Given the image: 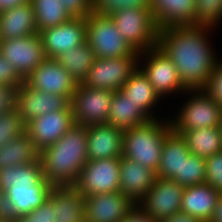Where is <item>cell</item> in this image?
I'll list each match as a JSON object with an SVG mask.
<instances>
[{"mask_svg":"<svg viewBox=\"0 0 222 222\" xmlns=\"http://www.w3.org/2000/svg\"><path fill=\"white\" fill-rule=\"evenodd\" d=\"M215 30L207 26L159 29L156 47L171 59L187 90L204 89L220 60L208 37Z\"/></svg>","mask_w":222,"mask_h":222,"instance_id":"cell-1","label":"cell"},{"mask_svg":"<svg viewBox=\"0 0 222 222\" xmlns=\"http://www.w3.org/2000/svg\"><path fill=\"white\" fill-rule=\"evenodd\" d=\"M44 178L53 186H74L87 159L86 126L74 124L54 144L39 152Z\"/></svg>","mask_w":222,"mask_h":222,"instance_id":"cell-2","label":"cell"},{"mask_svg":"<svg viewBox=\"0 0 222 222\" xmlns=\"http://www.w3.org/2000/svg\"><path fill=\"white\" fill-rule=\"evenodd\" d=\"M52 188L43 176L39 158L35 162L0 169V191L12 202L16 217L28 215L48 201Z\"/></svg>","mask_w":222,"mask_h":222,"instance_id":"cell-3","label":"cell"},{"mask_svg":"<svg viewBox=\"0 0 222 222\" xmlns=\"http://www.w3.org/2000/svg\"><path fill=\"white\" fill-rule=\"evenodd\" d=\"M168 118L151 119L124 130L122 157L157 172L163 141L172 131L170 117Z\"/></svg>","mask_w":222,"mask_h":222,"instance_id":"cell-4","label":"cell"},{"mask_svg":"<svg viewBox=\"0 0 222 222\" xmlns=\"http://www.w3.org/2000/svg\"><path fill=\"white\" fill-rule=\"evenodd\" d=\"M187 101H184L176 117H170L172 130L175 133L200 128L218 127L222 118V106L219 105L204 89L187 90Z\"/></svg>","mask_w":222,"mask_h":222,"instance_id":"cell-5","label":"cell"},{"mask_svg":"<svg viewBox=\"0 0 222 222\" xmlns=\"http://www.w3.org/2000/svg\"><path fill=\"white\" fill-rule=\"evenodd\" d=\"M86 42L96 58L139 56L120 35L111 16L92 13L86 18Z\"/></svg>","mask_w":222,"mask_h":222,"instance_id":"cell-6","label":"cell"},{"mask_svg":"<svg viewBox=\"0 0 222 222\" xmlns=\"http://www.w3.org/2000/svg\"><path fill=\"white\" fill-rule=\"evenodd\" d=\"M123 39L138 52L157 46L159 28L151 9H125L111 15Z\"/></svg>","mask_w":222,"mask_h":222,"instance_id":"cell-7","label":"cell"},{"mask_svg":"<svg viewBox=\"0 0 222 222\" xmlns=\"http://www.w3.org/2000/svg\"><path fill=\"white\" fill-rule=\"evenodd\" d=\"M139 68L148 77L161 100L176 93L184 95L187 91L181 82L176 66L157 47L140 52Z\"/></svg>","mask_w":222,"mask_h":222,"instance_id":"cell-8","label":"cell"},{"mask_svg":"<svg viewBox=\"0 0 222 222\" xmlns=\"http://www.w3.org/2000/svg\"><path fill=\"white\" fill-rule=\"evenodd\" d=\"M114 91L91 88L78 83L70 105L76 125L108 124L110 103Z\"/></svg>","mask_w":222,"mask_h":222,"instance_id":"cell-9","label":"cell"},{"mask_svg":"<svg viewBox=\"0 0 222 222\" xmlns=\"http://www.w3.org/2000/svg\"><path fill=\"white\" fill-rule=\"evenodd\" d=\"M139 68V56L96 58L82 84L98 89L120 90Z\"/></svg>","mask_w":222,"mask_h":222,"instance_id":"cell-10","label":"cell"},{"mask_svg":"<svg viewBox=\"0 0 222 222\" xmlns=\"http://www.w3.org/2000/svg\"><path fill=\"white\" fill-rule=\"evenodd\" d=\"M121 158L87 161L74 187L84 197L120 191Z\"/></svg>","mask_w":222,"mask_h":222,"instance_id":"cell-11","label":"cell"},{"mask_svg":"<svg viewBox=\"0 0 222 222\" xmlns=\"http://www.w3.org/2000/svg\"><path fill=\"white\" fill-rule=\"evenodd\" d=\"M0 54L25 78L48 57L39 34L0 41Z\"/></svg>","mask_w":222,"mask_h":222,"instance_id":"cell-12","label":"cell"},{"mask_svg":"<svg viewBox=\"0 0 222 222\" xmlns=\"http://www.w3.org/2000/svg\"><path fill=\"white\" fill-rule=\"evenodd\" d=\"M184 187L167 178H156L155 183L137 203L155 220L166 219L181 210Z\"/></svg>","mask_w":222,"mask_h":222,"instance_id":"cell-13","label":"cell"},{"mask_svg":"<svg viewBox=\"0 0 222 222\" xmlns=\"http://www.w3.org/2000/svg\"><path fill=\"white\" fill-rule=\"evenodd\" d=\"M75 124L71 105L64 110L45 113L26 124L33 146L40 152L57 142Z\"/></svg>","mask_w":222,"mask_h":222,"instance_id":"cell-14","label":"cell"},{"mask_svg":"<svg viewBox=\"0 0 222 222\" xmlns=\"http://www.w3.org/2000/svg\"><path fill=\"white\" fill-rule=\"evenodd\" d=\"M35 90L66 97L69 101L76 91L78 82L56 60L47 58L24 80Z\"/></svg>","mask_w":222,"mask_h":222,"instance_id":"cell-15","label":"cell"},{"mask_svg":"<svg viewBox=\"0 0 222 222\" xmlns=\"http://www.w3.org/2000/svg\"><path fill=\"white\" fill-rule=\"evenodd\" d=\"M69 104L66 97L35 90L25 82L16 89L15 107L25 125L45 113L64 110Z\"/></svg>","mask_w":222,"mask_h":222,"instance_id":"cell-16","label":"cell"},{"mask_svg":"<svg viewBox=\"0 0 222 222\" xmlns=\"http://www.w3.org/2000/svg\"><path fill=\"white\" fill-rule=\"evenodd\" d=\"M48 58L56 59L86 42V18H71L58 26L39 33Z\"/></svg>","mask_w":222,"mask_h":222,"instance_id":"cell-17","label":"cell"},{"mask_svg":"<svg viewBox=\"0 0 222 222\" xmlns=\"http://www.w3.org/2000/svg\"><path fill=\"white\" fill-rule=\"evenodd\" d=\"M134 203L123 193H100L84 199V222H121Z\"/></svg>","mask_w":222,"mask_h":222,"instance_id":"cell-18","label":"cell"},{"mask_svg":"<svg viewBox=\"0 0 222 222\" xmlns=\"http://www.w3.org/2000/svg\"><path fill=\"white\" fill-rule=\"evenodd\" d=\"M86 133L88 161L122 157V129L109 124H94L86 126Z\"/></svg>","mask_w":222,"mask_h":222,"instance_id":"cell-19","label":"cell"},{"mask_svg":"<svg viewBox=\"0 0 222 222\" xmlns=\"http://www.w3.org/2000/svg\"><path fill=\"white\" fill-rule=\"evenodd\" d=\"M156 172L139 163L121 157L120 192L137 204L151 189L156 180Z\"/></svg>","mask_w":222,"mask_h":222,"instance_id":"cell-20","label":"cell"},{"mask_svg":"<svg viewBox=\"0 0 222 222\" xmlns=\"http://www.w3.org/2000/svg\"><path fill=\"white\" fill-rule=\"evenodd\" d=\"M221 194L206 182L186 187L182 194L180 211L193 216L199 222H209Z\"/></svg>","mask_w":222,"mask_h":222,"instance_id":"cell-21","label":"cell"},{"mask_svg":"<svg viewBox=\"0 0 222 222\" xmlns=\"http://www.w3.org/2000/svg\"><path fill=\"white\" fill-rule=\"evenodd\" d=\"M151 10L159 29L194 26L195 0H151Z\"/></svg>","mask_w":222,"mask_h":222,"instance_id":"cell-22","label":"cell"},{"mask_svg":"<svg viewBox=\"0 0 222 222\" xmlns=\"http://www.w3.org/2000/svg\"><path fill=\"white\" fill-rule=\"evenodd\" d=\"M39 34L31 3L0 12V41Z\"/></svg>","mask_w":222,"mask_h":222,"instance_id":"cell-23","label":"cell"},{"mask_svg":"<svg viewBox=\"0 0 222 222\" xmlns=\"http://www.w3.org/2000/svg\"><path fill=\"white\" fill-rule=\"evenodd\" d=\"M84 199L74 186H53L48 200L56 222H84Z\"/></svg>","mask_w":222,"mask_h":222,"instance_id":"cell-24","label":"cell"},{"mask_svg":"<svg viewBox=\"0 0 222 222\" xmlns=\"http://www.w3.org/2000/svg\"><path fill=\"white\" fill-rule=\"evenodd\" d=\"M189 155L190 150L184 139L172 130L163 141L156 177L167 179L181 177V166Z\"/></svg>","mask_w":222,"mask_h":222,"instance_id":"cell-25","label":"cell"},{"mask_svg":"<svg viewBox=\"0 0 222 222\" xmlns=\"http://www.w3.org/2000/svg\"><path fill=\"white\" fill-rule=\"evenodd\" d=\"M120 90L151 119L160 118L156 116L157 113L154 112V107L160 104L161 99L140 68L132 74Z\"/></svg>","mask_w":222,"mask_h":222,"instance_id":"cell-26","label":"cell"},{"mask_svg":"<svg viewBox=\"0 0 222 222\" xmlns=\"http://www.w3.org/2000/svg\"><path fill=\"white\" fill-rule=\"evenodd\" d=\"M151 118L134 104L121 90L114 91L108 114V124L127 130L141 125Z\"/></svg>","mask_w":222,"mask_h":222,"instance_id":"cell-27","label":"cell"},{"mask_svg":"<svg viewBox=\"0 0 222 222\" xmlns=\"http://www.w3.org/2000/svg\"><path fill=\"white\" fill-rule=\"evenodd\" d=\"M178 134L186 142L190 153L202 158H208L222 151V137L219 127L200 128L180 131Z\"/></svg>","mask_w":222,"mask_h":222,"instance_id":"cell-28","label":"cell"},{"mask_svg":"<svg viewBox=\"0 0 222 222\" xmlns=\"http://www.w3.org/2000/svg\"><path fill=\"white\" fill-rule=\"evenodd\" d=\"M38 158L39 152L26 131L0 147V169L35 162Z\"/></svg>","mask_w":222,"mask_h":222,"instance_id":"cell-29","label":"cell"},{"mask_svg":"<svg viewBox=\"0 0 222 222\" xmlns=\"http://www.w3.org/2000/svg\"><path fill=\"white\" fill-rule=\"evenodd\" d=\"M95 59V54L87 42L63 52L56 58L78 83H82L86 78Z\"/></svg>","mask_w":222,"mask_h":222,"instance_id":"cell-30","label":"cell"},{"mask_svg":"<svg viewBox=\"0 0 222 222\" xmlns=\"http://www.w3.org/2000/svg\"><path fill=\"white\" fill-rule=\"evenodd\" d=\"M37 31L58 26L73 18L61 3V0H32Z\"/></svg>","mask_w":222,"mask_h":222,"instance_id":"cell-31","label":"cell"},{"mask_svg":"<svg viewBox=\"0 0 222 222\" xmlns=\"http://www.w3.org/2000/svg\"><path fill=\"white\" fill-rule=\"evenodd\" d=\"M184 188L205 183L206 161L205 158L191 154L184 159L181 166V177H173Z\"/></svg>","mask_w":222,"mask_h":222,"instance_id":"cell-32","label":"cell"},{"mask_svg":"<svg viewBox=\"0 0 222 222\" xmlns=\"http://www.w3.org/2000/svg\"><path fill=\"white\" fill-rule=\"evenodd\" d=\"M222 21V0H195L194 26L217 29Z\"/></svg>","mask_w":222,"mask_h":222,"instance_id":"cell-33","label":"cell"},{"mask_svg":"<svg viewBox=\"0 0 222 222\" xmlns=\"http://www.w3.org/2000/svg\"><path fill=\"white\" fill-rule=\"evenodd\" d=\"M151 9V0H92V13L111 16L125 9Z\"/></svg>","mask_w":222,"mask_h":222,"instance_id":"cell-34","label":"cell"},{"mask_svg":"<svg viewBox=\"0 0 222 222\" xmlns=\"http://www.w3.org/2000/svg\"><path fill=\"white\" fill-rule=\"evenodd\" d=\"M26 125L19 117L17 108L0 113V147L23 134Z\"/></svg>","mask_w":222,"mask_h":222,"instance_id":"cell-35","label":"cell"},{"mask_svg":"<svg viewBox=\"0 0 222 222\" xmlns=\"http://www.w3.org/2000/svg\"><path fill=\"white\" fill-rule=\"evenodd\" d=\"M206 161L205 182L213 189L222 193V151L214 153Z\"/></svg>","mask_w":222,"mask_h":222,"instance_id":"cell-36","label":"cell"},{"mask_svg":"<svg viewBox=\"0 0 222 222\" xmlns=\"http://www.w3.org/2000/svg\"><path fill=\"white\" fill-rule=\"evenodd\" d=\"M24 83V79L19 75L12 64L0 54V84L13 86L16 89Z\"/></svg>","mask_w":222,"mask_h":222,"instance_id":"cell-37","label":"cell"},{"mask_svg":"<svg viewBox=\"0 0 222 222\" xmlns=\"http://www.w3.org/2000/svg\"><path fill=\"white\" fill-rule=\"evenodd\" d=\"M204 90L222 106V59L217 62Z\"/></svg>","mask_w":222,"mask_h":222,"instance_id":"cell-38","label":"cell"},{"mask_svg":"<svg viewBox=\"0 0 222 222\" xmlns=\"http://www.w3.org/2000/svg\"><path fill=\"white\" fill-rule=\"evenodd\" d=\"M73 18H87L92 14V0H61Z\"/></svg>","mask_w":222,"mask_h":222,"instance_id":"cell-39","label":"cell"},{"mask_svg":"<svg viewBox=\"0 0 222 222\" xmlns=\"http://www.w3.org/2000/svg\"><path fill=\"white\" fill-rule=\"evenodd\" d=\"M16 88L0 84V113L8 112L15 108Z\"/></svg>","mask_w":222,"mask_h":222,"instance_id":"cell-40","label":"cell"},{"mask_svg":"<svg viewBox=\"0 0 222 222\" xmlns=\"http://www.w3.org/2000/svg\"><path fill=\"white\" fill-rule=\"evenodd\" d=\"M32 222H56L53 204L48 200L28 214Z\"/></svg>","mask_w":222,"mask_h":222,"instance_id":"cell-41","label":"cell"},{"mask_svg":"<svg viewBox=\"0 0 222 222\" xmlns=\"http://www.w3.org/2000/svg\"><path fill=\"white\" fill-rule=\"evenodd\" d=\"M121 222H159L149 215L139 204H134Z\"/></svg>","mask_w":222,"mask_h":222,"instance_id":"cell-42","label":"cell"},{"mask_svg":"<svg viewBox=\"0 0 222 222\" xmlns=\"http://www.w3.org/2000/svg\"><path fill=\"white\" fill-rule=\"evenodd\" d=\"M16 219V214L12 202L7 194L0 191V220L13 222Z\"/></svg>","mask_w":222,"mask_h":222,"instance_id":"cell-43","label":"cell"},{"mask_svg":"<svg viewBox=\"0 0 222 222\" xmlns=\"http://www.w3.org/2000/svg\"><path fill=\"white\" fill-rule=\"evenodd\" d=\"M159 222H199V221L193 216L187 215L186 213L179 211L176 214L166 219L160 220Z\"/></svg>","mask_w":222,"mask_h":222,"instance_id":"cell-44","label":"cell"},{"mask_svg":"<svg viewBox=\"0 0 222 222\" xmlns=\"http://www.w3.org/2000/svg\"><path fill=\"white\" fill-rule=\"evenodd\" d=\"M32 0H0V12L16 6L31 3Z\"/></svg>","mask_w":222,"mask_h":222,"instance_id":"cell-45","label":"cell"},{"mask_svg":"<svg viewBox=\"0 0 222 222\" xmlns=\"http://www.w3.org/2000/svg\"><path fill=\"white\" fill-rule=\"evenodd\" d=\"M209 222H222V194L220 195Z\"/></svg>","mask_w":222,"mask_h":222,"instance_id":"cell-46","label":"cell"},{"mask_svg":"<svg viewBox=\"0 0 222 222\" xmlns=\"http://www.w3.org/2000/svg\"><path fill=\"white\" fill-rule=\"evenodd\" d=\"M13 222H32V219L28 215L18 216Z\"/></svg>","mask_w":222,"mask_h":222,"instance_id":"cell-47","label":"cell"},{"mask_svg":"<svg viewBox=\"0 0 222 222\" xmlns=\"http://www.w3.org/2000/svg\"><path fill=\"white\" fill-rule=\"evenodd\" d=\"M219 130H220V134H221V137H222V118H221V121L219 123Z\"/></svg>","mask_w":222,"mask_h":222,"instance_id":"cell-48","label":"cell"}]
</instances>
